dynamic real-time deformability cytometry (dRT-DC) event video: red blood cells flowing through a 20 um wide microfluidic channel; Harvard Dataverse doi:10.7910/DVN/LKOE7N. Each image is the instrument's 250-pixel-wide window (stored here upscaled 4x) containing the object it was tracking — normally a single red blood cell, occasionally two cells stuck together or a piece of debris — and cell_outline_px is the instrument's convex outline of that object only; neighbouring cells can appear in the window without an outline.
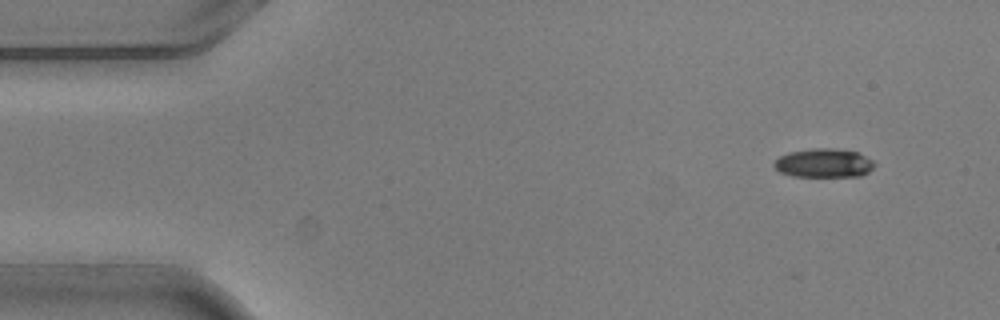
{"species": "common noctule bat (a hibernating species)", "species_latin": "Nyctalus noctula", "temperature_condition": "warm", "stored_images_in_passage": 4, "camera_frame_rate_fps": 3000, "um_per_image_px": 0.085, "animal": {"sex": "male", "body_mass_g": 20.5, "forearm_length_mm": 52.5}, "frame": {"image": 1, "passage_image": 1, "time_ms": 0.0, "image_size_px": [1000, 320], "cell_outline_px": [[876, 164], [868, 172], [860, 176], [792, 176], [780, 172], [772, 164], [780, 156], [792, 152], [812, 148], [832, 148], [856, 152], [872, 160]], "centroid_in_image_um": [70.02, 13.86], "position_along_channel_um": 15.0, "area_um2": 16.65}}
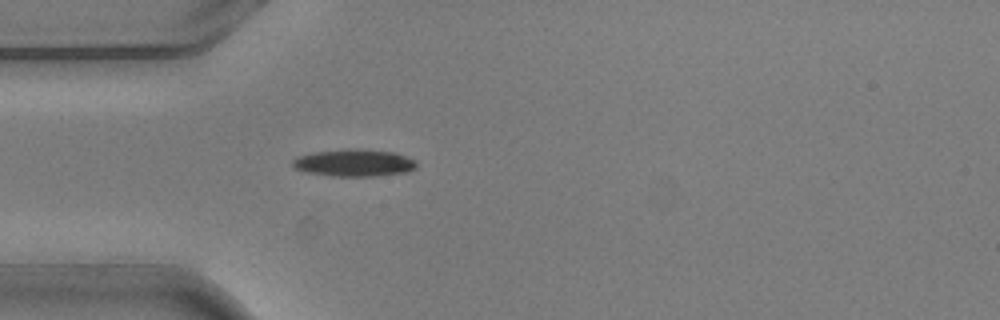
{"frame": {"image": 2, "passage_image": 4, "time_ms": 1.0, "image_size_px": [1000, 320], "cell_outline_px": [[416, 168], [408, 172], [376, 176], [332, 176], [308, 172], [296, 168], [292, 164], [292, 160], [296, 156], [312, 152], [344, 148], [356, 148], [396, 152], [416, 160]], "centroid_in_image_um": [30.12, 13.82], "position_along_channel_um": 54.9, "area_um2": 19.94}}